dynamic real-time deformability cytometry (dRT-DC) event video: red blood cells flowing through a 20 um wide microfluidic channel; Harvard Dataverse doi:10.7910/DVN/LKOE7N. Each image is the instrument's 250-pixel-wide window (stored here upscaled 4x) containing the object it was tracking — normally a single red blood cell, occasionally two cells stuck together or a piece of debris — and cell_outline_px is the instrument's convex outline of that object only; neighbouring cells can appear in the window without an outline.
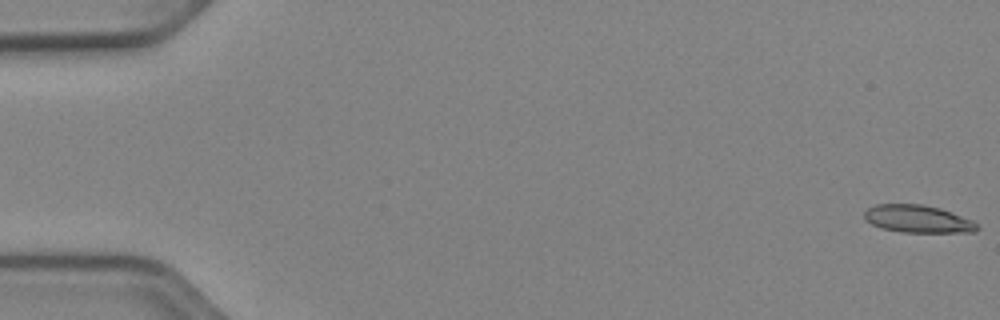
{"species": "Egyptian fruit bat (a non-hibernating species)", "species_latin": "Rousettus aegyptiacus", "temperature_condition": "cold", "stored_images_in_passage": 53, "camera_frame_rate_fps": 3000, "um_per_image_px": 0.085, "animal": {"sex": "female"}, "frame": {"image": 1, "passage_image": 1, "time_ms": 0.0, "image_size_px": [1000, 320], "cell_outline_px": [[980, 228], [976, 232], [900, 232], [880, 228], [864, 220], [864, 212], [868, 208], [876, 204], [924, 204], [940, 208], [952, 212], [972, 220], [980, 224]], "centroid_in_image_um": [78.03, 18.61], "position_along_channel_um": 7.0, "area_um2": 18.38}}
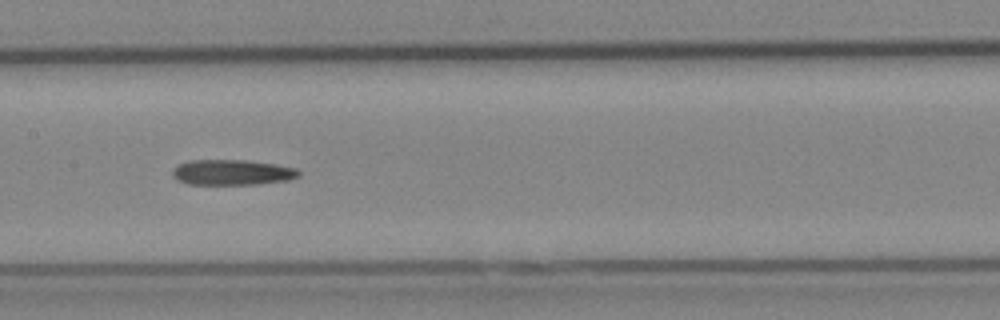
{"frame": {"image": 2, "passage_image": 27, "time_ms": 8.667, "image_size_px": [1000, 320], "cell_outline_px": [[300, 176], [288, 180], [256, 184], [188, 184], [176, 180], [172, 176], [172, 168], [188, 160], [248, 160], [276, 164], [296, 168], [300, 172]], "centroid_in_image_um": [19.71, 14.64], "position_along_channel_um": 187.7, "area_um2": 18.84}}
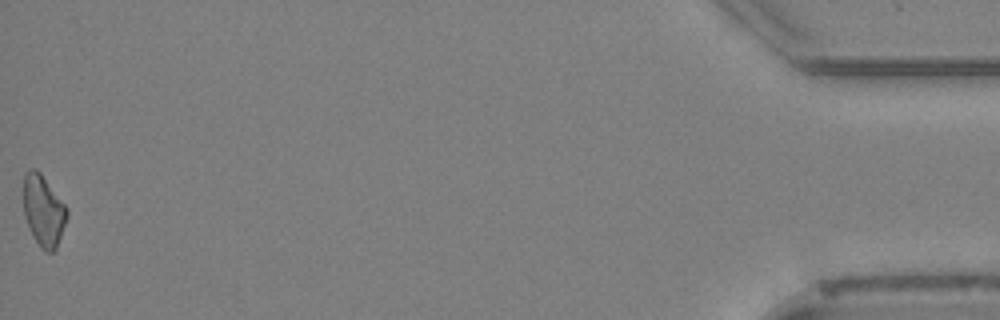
{"frame": {"image": 3, "passage_image": 53, "time_ms": 17.333, "image_size_px": [1000, 320], "cell_outline_px": [[68, 216], [56, 248], [52, 252], [44, 252], [40, 248], [32, 236], [28, 228], [24, 216], [24, 172], [32, 168], [36, 168], [40, 172], [68, 208]], "centroid_in_image_um": [3.69, 17.92], "position_along_channel_um": 431.5, "area_um2": 18.21}}